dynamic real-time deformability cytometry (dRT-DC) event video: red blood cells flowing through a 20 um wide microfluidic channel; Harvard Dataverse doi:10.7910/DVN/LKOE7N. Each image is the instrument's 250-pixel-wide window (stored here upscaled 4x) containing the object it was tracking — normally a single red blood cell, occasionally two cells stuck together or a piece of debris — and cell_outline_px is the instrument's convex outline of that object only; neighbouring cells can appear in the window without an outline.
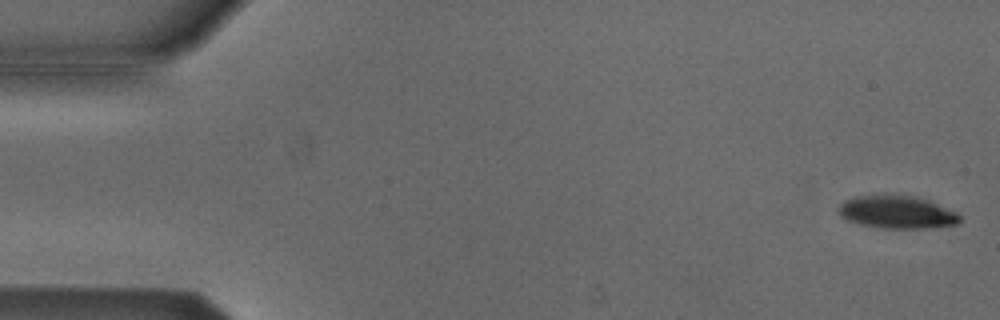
{"species": "Egyptian fruit bat (a non-hibernating species)", "species_latin": "Rousettus aegyptiacus", "temperature_condition": "cold", "stored_images_in_passage": 54, "camera_frame_rate_fps": 3000, "um_per_image_px": 0.085, "animal": {"sex": "male"}, "frame": {"image": 1, "passage_image": 2, "time_ms": 0.333, "image_size_px": [1000, 320], "cell_outline_px": [[960, 224], [932, 228], [880, 228], [860, 224], [848, 220], [840, 216], [840, 204], [844, 200], [856, 196], [908, 196], [928, 200], [956, 212], [960, 216]], "centroid_in_image_um": [76.27, 18.06], "position_along_channel_um": 8.7, "area_um2": 22.77}}
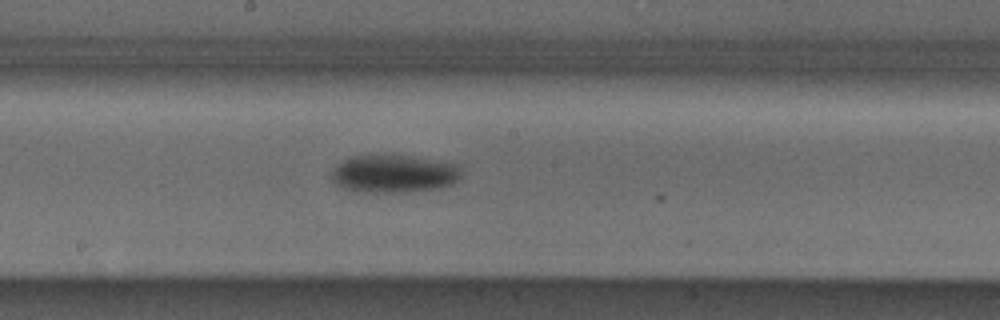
{"frame": {"image": 2, "passage_image": 29, "time_ms": 9.333, "image_size_px": [1000, 320], "cell_outline_px": [[460, 180], [452, 184], [440, 188], [408, 192], [364, 192], [344, 188], [336, 184], [332, 180], [332, 172], [344, 160], [352, 156], [412, 156], [456, 164], [460, 172]], "centroid_in_image_um": [33.51, 14.79], "position_along_channel_um": 214.7, "area_um2": 28.21}}
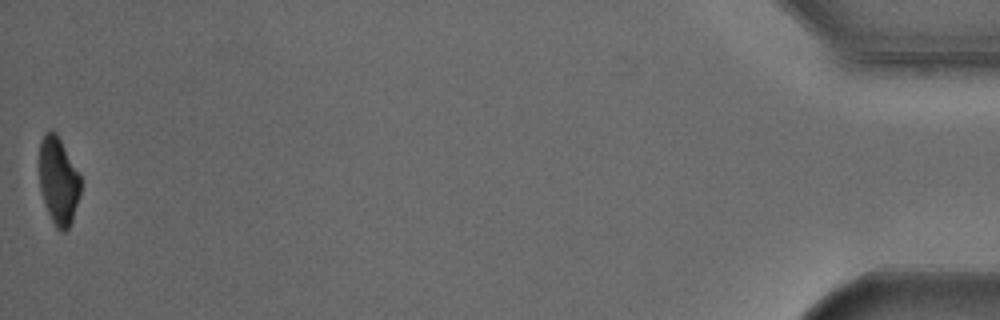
{"frame": {"image": 3, "passage_image": 54, "time_ms": 17.667, "image_size_px": [1000, 320], "cell_outline_px": [[80, 196], [72, 220], [68, 228], [64, 232], [60, 232], [56, 228], [48, 212], [40, 188], [40, 140], [44, 132], [56, 132], [80, 172]], "centroid_in_image_um": [4.98, 15.36], "position_along_channel_um": 430.2, "area_um2": 21.04}, "authors_computed_cell_mechanics": {"area_um2": 26.1834, "velocity_mm_per_s": 3.8165, "shape_relaxation_time_tau1_ms": 2.6826, "shape_relaxation_time_tau2_ms": null, "deformation_change_tau1": 0.1139, "deformation_change_tau2": null}}